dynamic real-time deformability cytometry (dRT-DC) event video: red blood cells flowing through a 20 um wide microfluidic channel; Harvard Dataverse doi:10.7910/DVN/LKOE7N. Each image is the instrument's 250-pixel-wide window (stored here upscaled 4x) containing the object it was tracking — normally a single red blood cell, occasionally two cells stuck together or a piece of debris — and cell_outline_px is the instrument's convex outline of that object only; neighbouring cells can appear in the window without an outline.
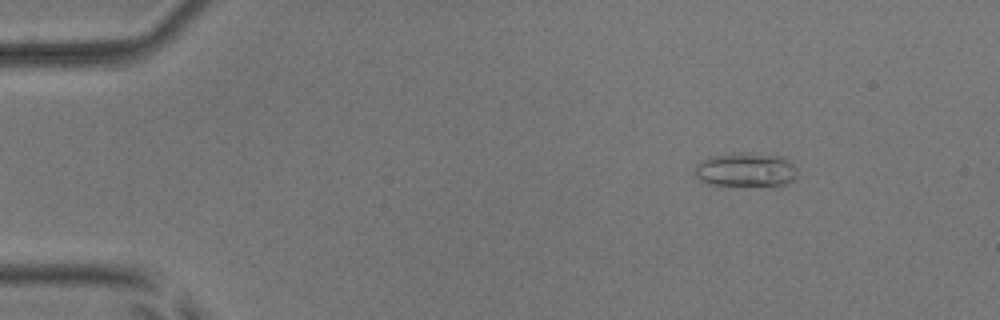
{"species": "common noctule bat (a hibernating species)", "species_latin": "Nyctalus noctula", "temperature_condition": "room temperature", "stored_images_in_passage": 47, "camera_frame_rate_fps": 3000, "um_per_image_px": 0.085, "animal": {"sex": "male", "body_mass_g": 17.9, "forearm_length_mm": 54.2}, "frame": {"image": 1, "passage_image": 1, "time_ms": 0.0, "image_size_px": [1000, 320], "cell_outline_px": [[796, 176], [792, 180], [784, 184], [708, 184], [700, 180], [696, 176], [696, 164], [700, 160], [712, 156], [784, 156], [796, 168]], "centroid_in_image_um": [63.37, 14.46], "position_along_channel_um": 21.6, "area_um2": 18.79}}
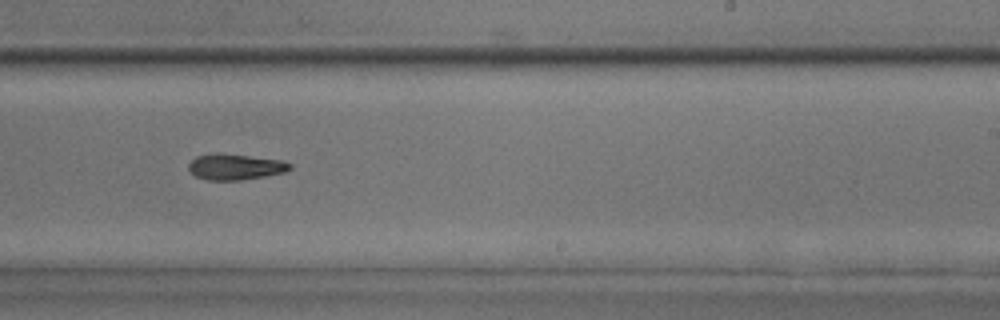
{"frame": {"image": 2, "passage_image": 27, "time_ms": 8.667, "image_size_px": [1000, 320], "cell_outline_px": [[292, 168], [284, 172], [264, 176], [240, 180], [208, 180], [196, 176], [188, 168], [188, 164], [196, 156], [212, 152], [220, 152], [284, 160], [292, 164]], "centroid_in_image_um": [20.0, 14.15], "position_along_channel_um": 269.0, "area_um2": 15.49}}
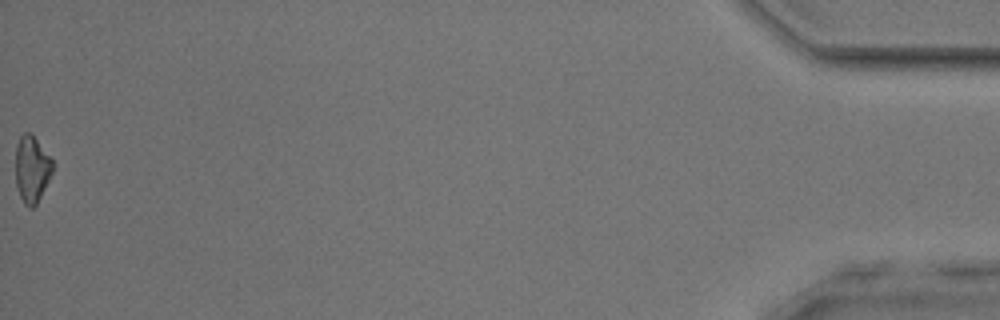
{"frame": {"image": 3, "passage_image": 47, "time_ms": 15.333, "image_size_px": [1000, 320], "cell_outline_px": [[52, 172], [36, 204], [32, 208], [28, 208], [24, 204], [20, 196], [16, 184], [16, 144], [20, 136], [24, 132], [28, 132], [36, 140], [52, 160]], "centroid_in_image_um": [2.67, 14.39], "position_along_channel_um": 432.5, "area_um2": 13.99}, "authors_computed_cell_mechanics": {"area_um2": 15.4326, "velocity_mm_per_s": 3.9337, "shape_relaxation_time_tau1_ms": 5.6716, "shape_relaxation_time_tau2_ms": 5.1141, "deformation_change_tau1": 0.156, "deformation_change_tau2": 0.1353}}